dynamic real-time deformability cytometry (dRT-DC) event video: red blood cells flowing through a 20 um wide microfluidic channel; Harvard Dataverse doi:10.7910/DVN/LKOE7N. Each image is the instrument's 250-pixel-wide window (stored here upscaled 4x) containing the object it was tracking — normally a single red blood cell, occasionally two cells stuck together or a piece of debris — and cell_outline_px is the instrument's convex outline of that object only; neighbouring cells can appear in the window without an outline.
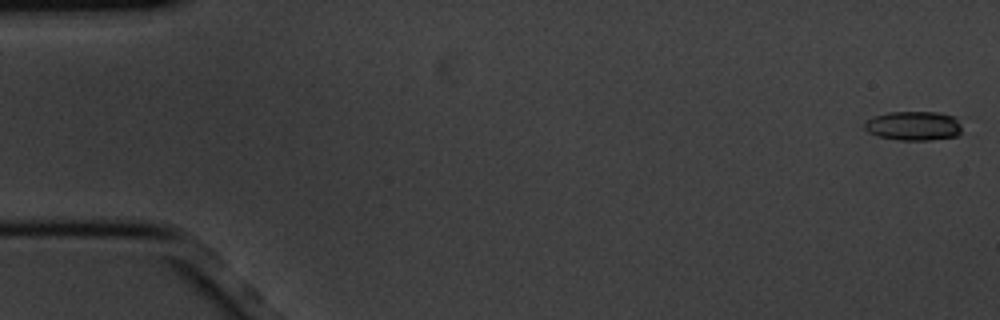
{"species": "common noctule bat (a hibernating species)", "species_latin": "Nyctalus noctula", "temperature_condition": "cold", "stored_images_in_passage": 4, "camera_frame_rate_fps": 3000, "um_per_image_px": 0.085, "animal": {"sex": "male", "body_mass_g": 20.1, "forearm_length_mm": 53.5}, "frame": {"image": 1, "passage_image": 1, "time_ms": 0.0, "image_size_px": [1000, 320], "cell_outline_px": [[960, 132], [956, 136], [928, 140], [896, 140], [876, 136], [868, 132], [864, 128], [864, 120], [888, 112], [940, 112], [956, 116], [960, 124]], "centroid_in_image_um": [77.63, 10.69], "position_along_channel_um": 7.4, "area_um2": 16.76}}